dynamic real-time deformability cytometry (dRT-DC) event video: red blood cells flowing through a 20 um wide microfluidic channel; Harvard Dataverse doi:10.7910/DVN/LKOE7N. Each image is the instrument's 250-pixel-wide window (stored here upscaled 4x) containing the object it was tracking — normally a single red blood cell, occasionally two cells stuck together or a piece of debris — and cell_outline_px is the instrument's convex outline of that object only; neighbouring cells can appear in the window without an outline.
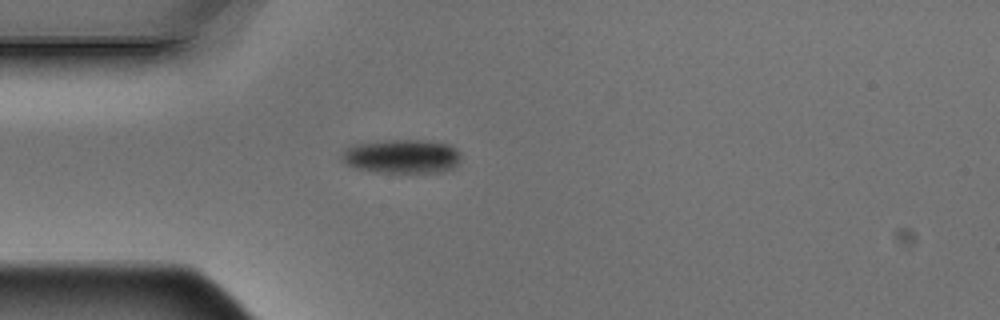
{"species": "Egyptian fruit bat (a non-hibernating species)", "species_latin": "Rousettus aegyptiacus", "temperature_condition": "warm", "stored_images_in_passage": 1, "camera_frame_rate_fps": 3000, "um_per_image_px": 0.085, "animal": {"sex": "male"}, "frame": {"image": 1, "passage_image": 1, "time_ms": 0.0, "image_size_px": [1000, 320], "cell_outline_px": [[460, 160], [456, 168], [444, 172], [372, 172], [356, 168], [344, 164], [340, 160], [340, 156], [344, 148], [356, 144], [384, 140], [428, 140], [448, 144], [456, 148], [460, 152]], "centroid_in_image_um": [34.15, 13.29], "position_along_channel_um": 50.8, "area_um2": 24.1}}